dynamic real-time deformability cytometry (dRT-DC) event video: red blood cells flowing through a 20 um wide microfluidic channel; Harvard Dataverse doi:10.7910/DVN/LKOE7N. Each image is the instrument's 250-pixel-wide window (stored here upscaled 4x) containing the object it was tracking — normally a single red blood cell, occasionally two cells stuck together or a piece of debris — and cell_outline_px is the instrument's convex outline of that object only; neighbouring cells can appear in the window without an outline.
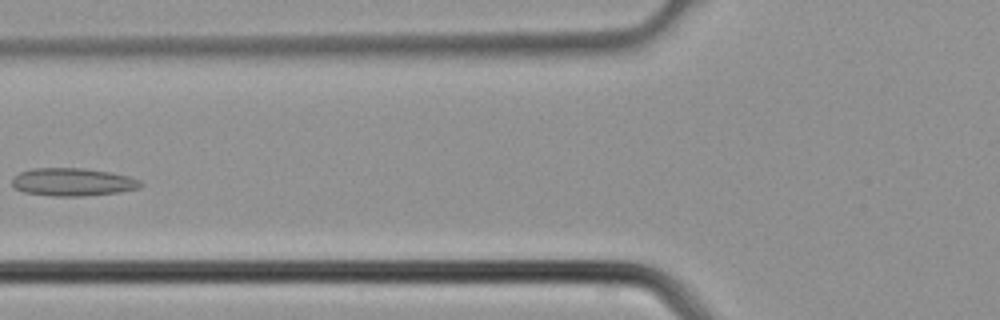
{"species": "common noctule bat (a hibernating species)", "species_latin": "Nyctalus noctula", "temperature_condition": "cold", "stored_images_in_passage": 4, "camera_frame_rate_fps": 3000, "um_per_image_px": 0.085, "animal": {"sex": "male", "body_mass_g": 21.5, "forearm_length_mm": 52.0}, "frame": {"image": 1, "passage_image": 4, "time_ms": 1.0, "image_size_px": [1000, 320], "cell_outline_px": [[144, 184], [140, 188], [120, 192], [80, 196], [52, 196], [24, 192], [16, 188], [12, 184], [12, 176], [20, 172], [32, 168], [84, 168], [112, 172], [128, 176], [140, 180]], "centroid_in_image_um": [6.19, 15.46], "position_along_channel_um": 119.6, "area_um2": 21.04}}